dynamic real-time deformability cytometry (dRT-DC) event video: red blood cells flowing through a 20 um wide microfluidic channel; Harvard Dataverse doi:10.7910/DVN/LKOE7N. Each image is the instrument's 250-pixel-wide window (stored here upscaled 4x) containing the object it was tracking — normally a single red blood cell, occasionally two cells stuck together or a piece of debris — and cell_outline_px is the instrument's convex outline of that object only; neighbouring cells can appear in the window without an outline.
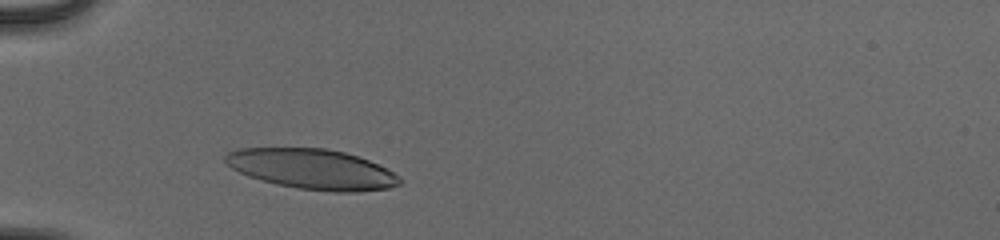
{"species": "human", "species_latin": "Homo sapiens", "temperature_condition": "cold", "stored_images_in_passage": 33, "camera_frame_rate_fps": 3000, "um_per_image_px": 0.085, "donor": {"sex": "male"}, "frame": {"image": 1, "passage_image": 6, "time_ms": 1.667, "image_size_px": [1000, 240], "cell_outline_px": [[404, 180], [400, 184], [388, 188], [356, 192], [332, 192], [300, 188], [276, 184], [260, 180], [248, 176], [232, 168], [224, 160], [224, 156], [228, 152], [236, 148], [324, 148], [344, 152], [368, 160], [400, 176]], "centroid_in_image_um": [26.52, 14.37], "position_along_channel_um": 58.5, "area_um2": 40.69}}
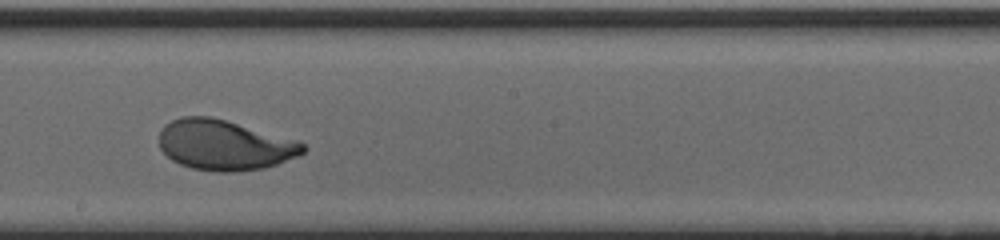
{"frame": {"image": 2, "passage_image": 20, "time_ms": 6.333, "image_size_px": [1000, 240], "cell_outline_px": [[308, 148], [300, 156], [264, 168], [236, 172], [216, 172], [192, 168], [180, 164], [172, 160], [160, 148], [160, 132], [164, 124], [180, 116], [212, 116], [300, 140]], "centroid_in_image_um": [19.12, 12.32], "position_along_channel_um": 229.1, "area_um2": 42.66}}
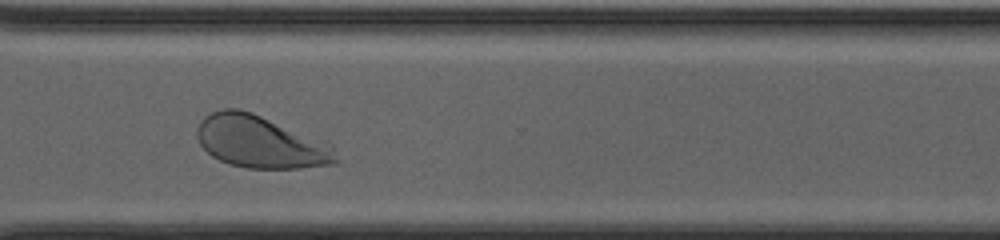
{"frame": {"image": 3, "passage_image": 29, "time_ms": 9.333, "image_size_px": [1000, 240], "cell_outline_px": [[340, 160], [336, 164], [300, 168], [244, 168], [228, 164], [212, 156], [200, 144], [196, 136], [196, 128], [200, 120], [204, 116], [212, 112], [224, 108], [240, 108], [252, 112], [328, 140], [332, 144]], "centroid_in_image_um": [22.2, 12.05], "position_along_channel_um": 348.4, "area_um2": 43.35}, "authors_computed_cell_mechanics": {"area_um2": 41.905, "velocity_mm_per_s": 3.9631, "shape_relaxation_time_tau1_ms": 2.1889, "shape_relaxation_time_tau2_ms": null, "deformation_change_tau1": 0.177, "deformation_change_tau2": null}}